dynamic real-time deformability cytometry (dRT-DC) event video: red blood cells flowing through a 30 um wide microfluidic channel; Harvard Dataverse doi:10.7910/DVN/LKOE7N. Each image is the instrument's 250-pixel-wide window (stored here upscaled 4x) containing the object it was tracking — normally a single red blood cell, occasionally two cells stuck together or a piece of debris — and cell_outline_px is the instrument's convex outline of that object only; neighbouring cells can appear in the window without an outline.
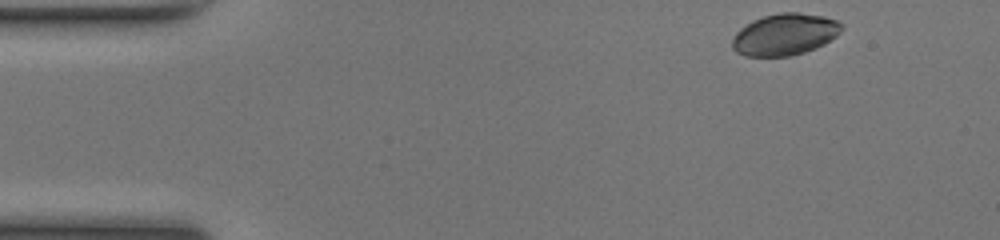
{"species": "common noctule bat (a hibernating species)", "species_latin": "Nyctalus noctula", "temperature_condition": "room temperature", "stored_images_in_passage": 46, "camera_frame_rate_fps": 3000, "um_per_image_px": 0.085, "animal": {"sex": "female", "body_mass_g": 17.0, "forearm_length_mm": 48.0}, "frame": {"image": 1, "passage_image": 1, "time_ms": 0.0, "image_size_px": [1000, 240], "cell_outline_px": [[844, 28], [836, 36], [824, 44], [816, 48], [804, 52], [788, 56], [744, 56], [736, 52], [732, 48], [732, 40], [736, 32], [740, 28], [752, 20], [764, 16], [780, 12], [800, 12], [824, 16], [836, 20], [844, 24]], "centroid_in_image_um": [66.72, 2.92], "position_along_channel_um": 18.3, "area_um2": 26.76}}
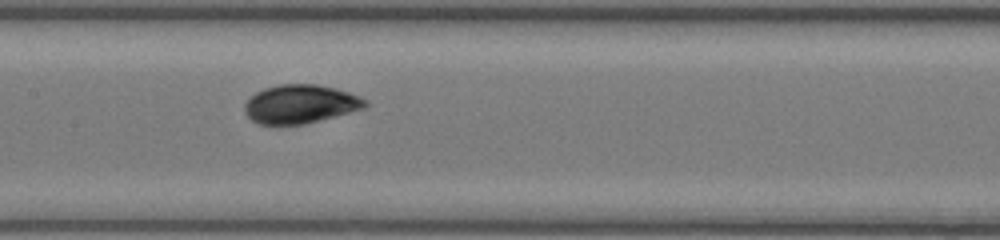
{"frame": {"image": 2, "passage_image": 20, "time_ms": 6.333, "image_size_px": [1000, 240], "cell_outline_px": [[368, 104], [364, 108], [304, 124], [260, 124], [252, 120], [244, 112], [244, 104], [256, 92], [264, 88], [280, 84], [316, 84], [336, 88], [348, 92], [368, 100]], "centroid_in_image_um": [25.52, 8.83], "position_along_channel_um": 181.9, "area_um2": 26.93}}
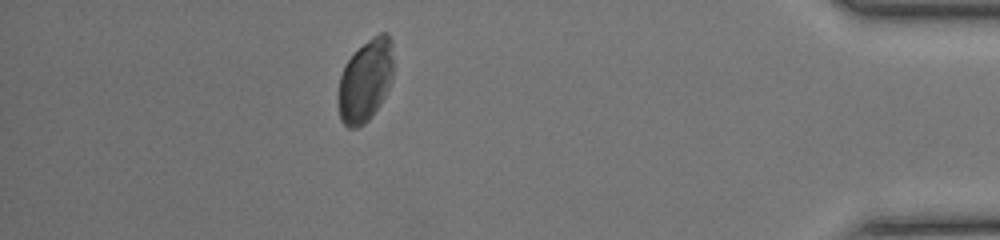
{"frame": {"image": 3, "passage_image": 40, "time_ms": 13.0, "image_size_px": [1000, 240], "cell_outline_px": [[392, 80], [380, 104], [372, 116], [364, 124], [356, 128], [348, 128], [340, 120], [340, 76], [344, 64], [372, 36], [380, 32], [388, 32], [392, 40]], "centroid_in_image_um": [31.09, 6.83], "position_along_channel_um": 404.1, "area_um2": 26.13}, "authors_computed_cell_mechanics": {"area_um2": 27.0215, "velocity_mm_per_s": 4.1108, "shape_relaxation_time_tau1_ms": 6.7184, "shape_relaxation_time_tau2_ms": null, "deformation_change_tau1": 0.1442, "deformation_change_tau2": null}}